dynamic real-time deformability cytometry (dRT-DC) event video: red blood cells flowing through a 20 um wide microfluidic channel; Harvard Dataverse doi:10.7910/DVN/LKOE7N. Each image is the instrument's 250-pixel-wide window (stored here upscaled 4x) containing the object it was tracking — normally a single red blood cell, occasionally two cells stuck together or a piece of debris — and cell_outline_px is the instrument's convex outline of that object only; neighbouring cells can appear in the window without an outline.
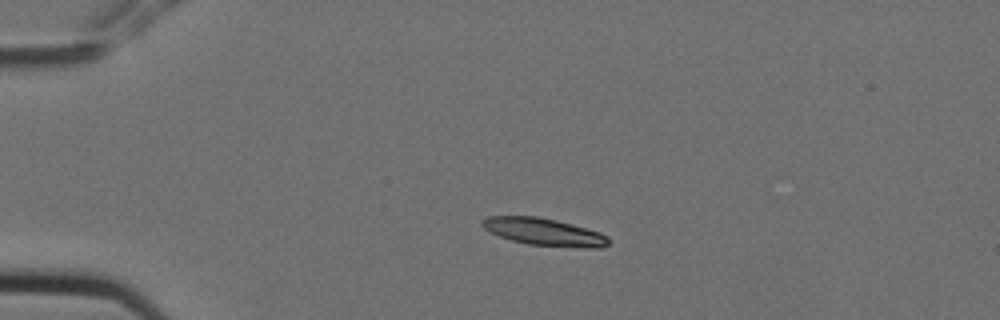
{"species": "Egyptian fruit bat (a non-hibernating species)", "species_latin": "Rousettus aegyptiacus", "temperature_condition": "cold", "stored_images_in_passage": 4, "camera_frame_rate_fps": 3000, "um_per_image_px": 0.085, "animal": {"sex": "female"}, "frame": {"image": 1, "passage_image": 3, "time_ms": 0.667, "image_size_px": [1000, 320], "cell_outline_px": [[608, 244], [600, 248], [584, 248], [528, 244], [512, 240], [500, 236], [484, 228], [480, 224], [480, 220], [488, 216], [536, 216], [556, 220], [600, 232], [608, 236]], "centroid_in_image_um": [46.24, 19.71], "position_along_channel_um": 38.8, "area_um2": 20.0}}